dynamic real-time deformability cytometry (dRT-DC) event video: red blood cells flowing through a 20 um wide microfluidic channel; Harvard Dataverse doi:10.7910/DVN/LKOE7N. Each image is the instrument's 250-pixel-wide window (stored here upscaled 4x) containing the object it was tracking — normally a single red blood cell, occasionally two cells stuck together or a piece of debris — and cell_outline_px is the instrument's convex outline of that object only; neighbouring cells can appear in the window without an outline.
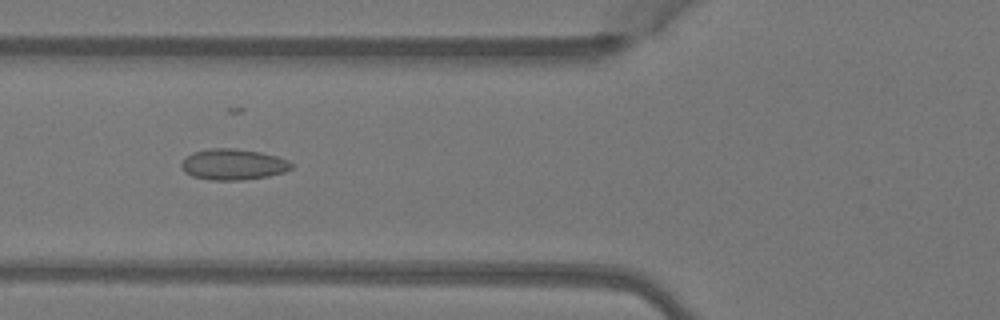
{"species": "Egyptian fruit bat (a non-hibernating species)", "species_latin": "Rousettus aegyptiacus", "temperature_condition": "warm", "stored_images_in_passage": 6, "camera_frame_rate_fps": 3000, "um_per_image_px": 0.085, "animal": {"sex": "female"}, "frame": {"image": 1, "passage_image": 5, "time_ms": 1.333, "image_size_px": [1000, 320], "cell_outline_px": [[292, 168], [284, 172], [268, 176], [240, 180], [212, 180], [192, 176], [184, 172], [180, 168], [180, 164], [192, 152], [212, 148], [236, 148], [260, 152], [276, 156], [288, 160], [292, 164]], "centroid_in_image_um": [19.8, 13.97], "position_along_channel_um": 106.0, "area_um2": 19.83}}
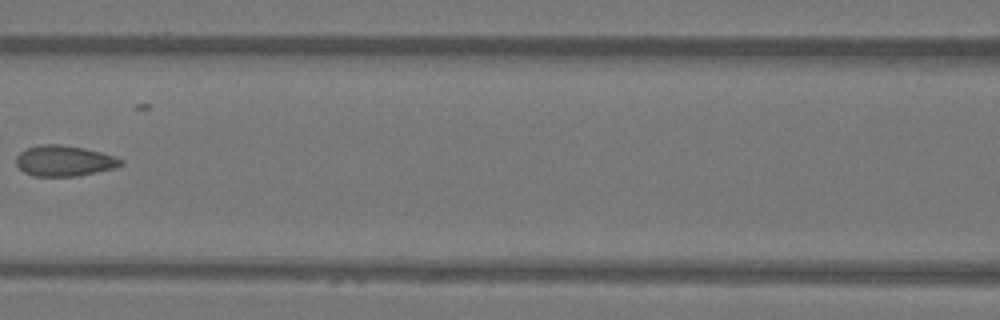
{"frame": {"image": 2, "passage_image": 6, "time_ms": 1.667, "image_size_px": [1000, 320], "cell_outline_px": [[124, 164], [116, 168], [76, 176], [32, 176], [24, 172], [16, 164], [16, 156], [20, 152], [28, 148], [40, 144], [60, 144], [84, 148], [116, 156], [124, 160]], "centroid_in_image_um": [5.48, 13.67], "position_along_channel_um": 161.1, "area_um2": 18.84}}